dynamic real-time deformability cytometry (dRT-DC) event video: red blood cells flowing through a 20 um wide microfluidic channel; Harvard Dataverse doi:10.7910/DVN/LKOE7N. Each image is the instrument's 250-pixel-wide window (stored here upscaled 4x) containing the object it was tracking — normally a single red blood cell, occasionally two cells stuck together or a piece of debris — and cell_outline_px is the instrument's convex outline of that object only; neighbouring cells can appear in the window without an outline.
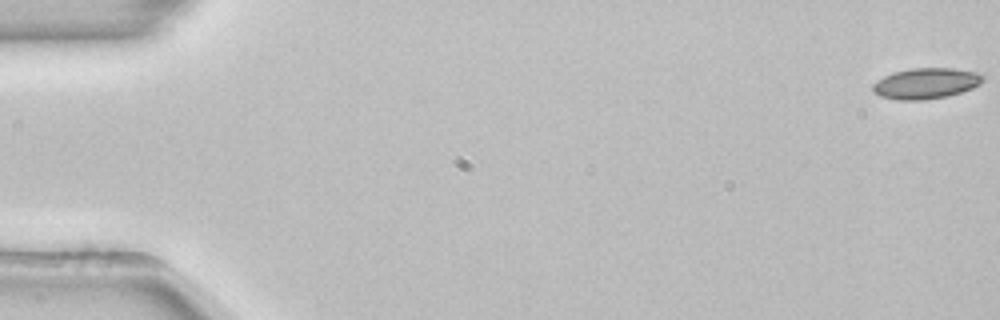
{"species": "common noctule bat (a hibernating species)", "species_latin": "Nyctalus noctula", "temperature_condition": "room temperature", "stored_images_in_passage": 54, "camera_frame_rate_fps": 3000, "um_per_image_px": 0.085, "animal": {"sex": "female", "body_mass_g": 22.7, "forearm_length_mm": 54.2}, "frame": {"image": 1, "passage_image": 1, "time_ms": 0.0, "image_size_px": [1000, 320], "cell_outline_px": [[984, 80], [980, 84], [972, 88], [948, 96], [924, 100], [896, 100], [880, 96], [872, 92], [872, 84], [876, 80], [892, 72], [912, 68], [952, 68], [976, 72], [984, 76]], "centroid_in_image_um": [78.67, 7.09], "position_along_channel_um": 6.3, "area_um2": 19.94}}
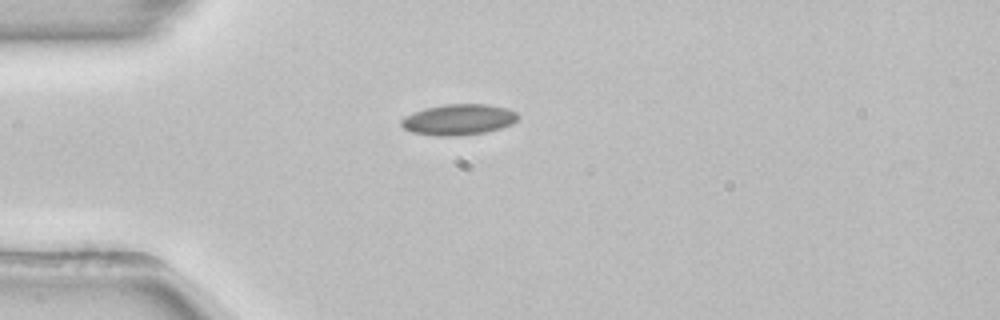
{"frame": {"image": 2, "passage_image": 15, "time_ms": 4.667, "image_size_px": [1000, 320], "cell_outline_px": [[520, 116], [512, 124], [500, 128], [484, 132], [460, 136], [436, 136], [412, 132], [404, 128], [400, 124], [400, 120], [404, 116], [424, 108], [444, 104], [488, 104], [508, 108], [516, 112]], "centroid_in_image_um": [38.97, 10.16], "position_along_channel_um": 46.0, "area_um2": 21.15}}
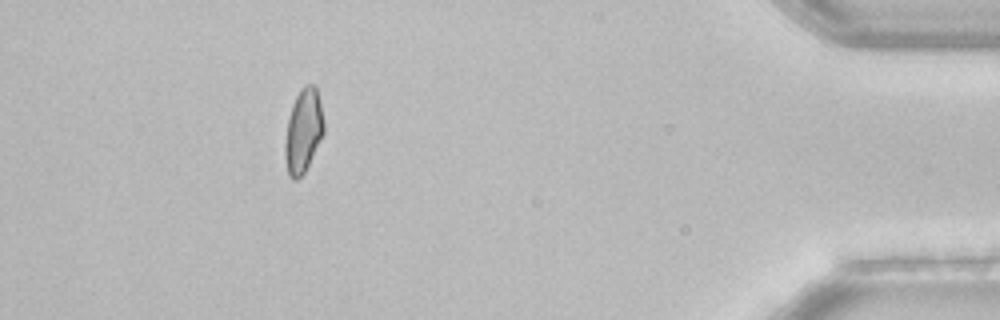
{"frame": {"image": 3, "passage_image": 49, "time_ms": 16.0, "image_size_px": [1000, 320], "cell_outline_px": [[324, 132], [304, 172], [296, 180], [292, 180], [288, 176], [284, 156], [284, 144], [288, 120], [292, 104], [300, 88], [304, 84], [312, 84], [316, 88], [320, 104], [324, 124]], "centroid_in_image_um": [25.75, 11.12], "position_along_channel_um": 409.4, "area_um2": 18.79}, "authors_computed_cell_mechanics": {"area_um2": 19.3919, "velocity_mm_per_s": 3.878, "shape_relaxation_time_tau1_ms": 5.8523, "shape_relaxation_time_tau2_ms": null, "deformation_change_tau1": 0.1115, "deformation_change_tau2": null}}